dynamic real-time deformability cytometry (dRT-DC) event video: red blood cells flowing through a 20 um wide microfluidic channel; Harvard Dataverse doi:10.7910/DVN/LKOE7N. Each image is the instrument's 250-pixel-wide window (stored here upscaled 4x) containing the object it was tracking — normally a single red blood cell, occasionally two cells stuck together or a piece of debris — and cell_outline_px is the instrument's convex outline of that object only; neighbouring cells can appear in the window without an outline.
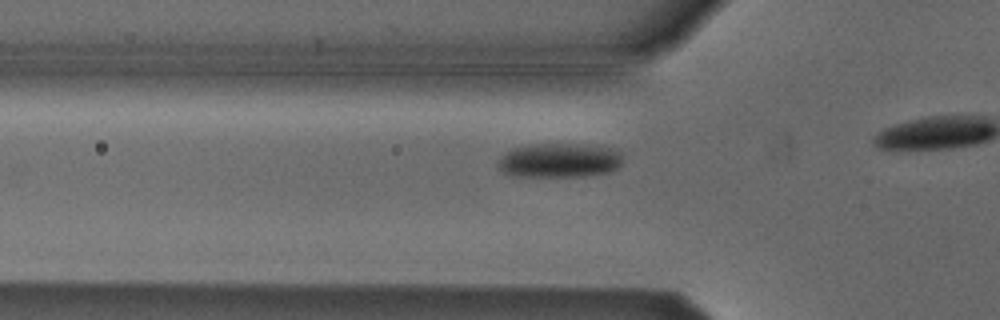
{"species": "Egyptian fruit bat (a non-hibernating species)", "species_latin": "Rousettus aegyptiacus", "temperature_condition": "cold", "stored_images_in_passage": 12, "camera_frame_rate_fps": 3000, "um_per_image_px": 0.085, "animal": {"sex": "male"}, "frame": {"image": 1, "passage_image": 7, "time_ms": 2.0, "image_size_px": [1000, 320], "cell_outline_px": [[620, 164], [616, 168], [608, 172], [584, 176], [512, 176], [496, 168], [496, 164], [500, 156], [504, 152], [512, 148], [536, 144], [588, 144], [608, 148], [620, 152]], "centroid_in_image_um": [47.46, 13.63], "position_along_channel_um": 78.3, "area_um2": 24.97}}
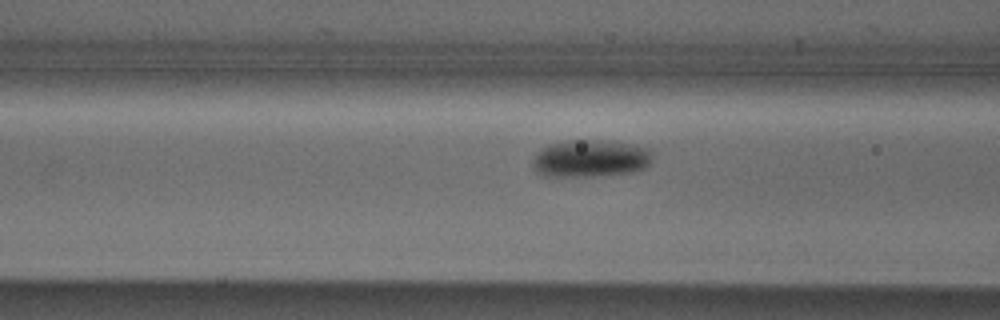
{"frame": {"image": 2, "passage_image": 10, "time_ms": 3.0, "image_size_px": [1000, 320], "cell_outline_px": [[652, 160], [644, 168], [632, 172], [596, 176], [540, 176], [532, 168], [532, 160], [536, 152], [540, 148], [548, 144], [564, 140], [600, 140], [636, 144], [648, 148], [652, 152]], "centroid_in_image_um": [50.14, 13.46], "position_along_channel_um": 116.5, "area_um2": 26.59}}